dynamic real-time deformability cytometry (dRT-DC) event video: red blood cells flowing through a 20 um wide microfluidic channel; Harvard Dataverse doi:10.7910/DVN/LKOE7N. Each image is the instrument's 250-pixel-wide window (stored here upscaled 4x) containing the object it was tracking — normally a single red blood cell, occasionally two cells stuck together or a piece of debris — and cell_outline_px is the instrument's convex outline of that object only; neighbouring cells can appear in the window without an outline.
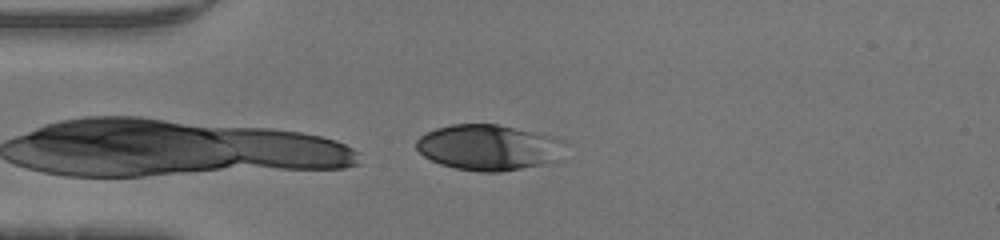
{"species": "human", "species_latin": "Homo sapiens", "temperature_condition": "warm", "stored_images_in_passage": 36, "camera_frame_rate_fps": 3000, "um_per_image_px": 0.085, "donor": {"sex": "male"}, "frame": {"image": 1, "passage_image": 1, "time_ms": 0.0, "image_size_px": [1000, 240], "cell_outline_px": [[564, 160], [544, 164], [500, 172], [480, 172], [456, 168], [440, 164], [424, 156], [416, 148], [416, 140], [420, 136], [436, 128], [452, 124], [496, 124], [556, 136], [564, 140]], "centroid_in_image_um": [41.61, 12.53], "position_along_channel_um": 43.4, "area_um2": 40.06}}
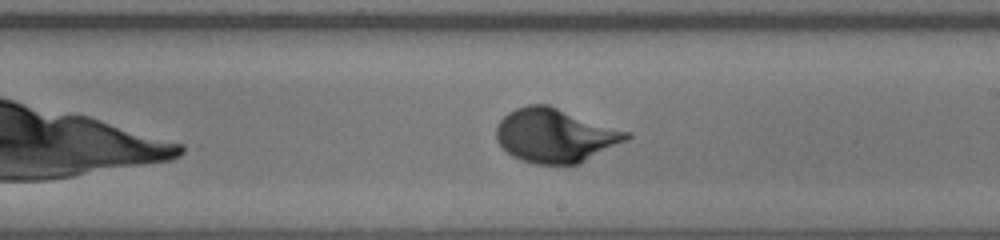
{"frame": {"image": 2, "passage_image": 16, "time_ms": 5.0, "image_size_px": [1000, 240], "cell_outline_px": [[632, 136], [580, 164], [536, 164], [520, 160], [512, 156], [496, 140], [496, 124], [508, 112], [516, 108], [528, 104], [548, 104], [632, 132]], "centroid_in_image_um": [47.18, 11.5], "position_along_channel_um": 241.8, "area_um2": 41.04}}
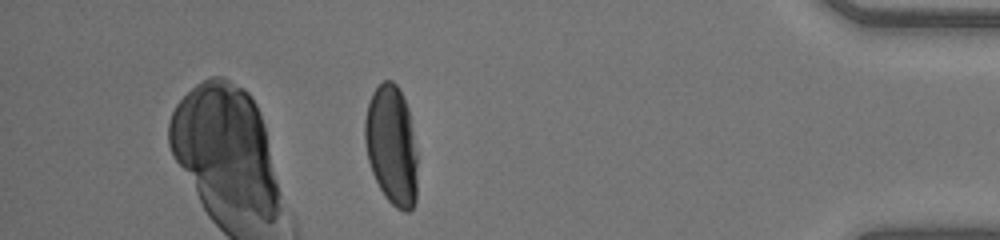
{"frame": {"image": 3, "passage_image": 30, "time_ms": 9.667, "image_size_px": [1000, 240], "cell_outline_px": [[416, 200], [412, 208], [408, 212], [404, 212], [396, 208], [384, 196], [372, 172], [368, 160], [364, 140], [364, 120], [368, 104], [372, 92], [384, 80], [392, 80], [396, 84], [408, 108], [416, 152]], "centroid_in_image_um": [33.27, 12.37], "position_along_channel_um": 401.9, "area_um2": 36.47}}